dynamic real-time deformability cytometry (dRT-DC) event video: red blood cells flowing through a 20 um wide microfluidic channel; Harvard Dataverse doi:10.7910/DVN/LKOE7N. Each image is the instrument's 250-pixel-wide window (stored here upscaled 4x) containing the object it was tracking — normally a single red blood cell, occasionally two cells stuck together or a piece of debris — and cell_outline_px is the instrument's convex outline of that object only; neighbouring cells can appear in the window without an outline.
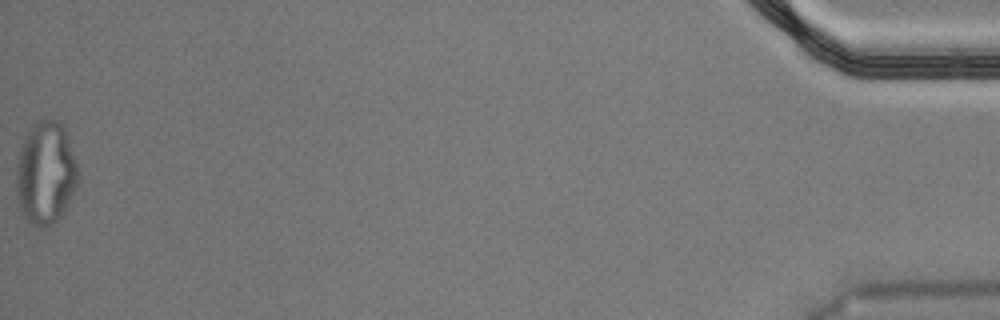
{"species": "Egyptian fruit bat (a non-hibernating species)", "species_latin": "Rousettus aegyptiacus", "temperature_condition": "cold", "stored_images_in_passage": 56, "segment_of_instrument_passage": [2, 2], "camera_frame_rate_fps": 3000, "um_per_image_px": 0.085, "animal": {"sex": "male"}, "frame": {"image": 1, "passage_image": 56, "time_ms": 18.333, "image_size_px": [1000, 320], "cell_outline_px": [[80, 184], [60, 216], [56, 220], [44, 228], [40, 228], [32, 224], [24, 216], [20, 204], [16, 184], [16, 164], [24, 136], [40, 120], [56, 120], [64, 128], [80, 176]], "centroid_in_image_um": [3.9, 14.73], "position_along_channel_um": 431.3, "area_um2": 36.59}}